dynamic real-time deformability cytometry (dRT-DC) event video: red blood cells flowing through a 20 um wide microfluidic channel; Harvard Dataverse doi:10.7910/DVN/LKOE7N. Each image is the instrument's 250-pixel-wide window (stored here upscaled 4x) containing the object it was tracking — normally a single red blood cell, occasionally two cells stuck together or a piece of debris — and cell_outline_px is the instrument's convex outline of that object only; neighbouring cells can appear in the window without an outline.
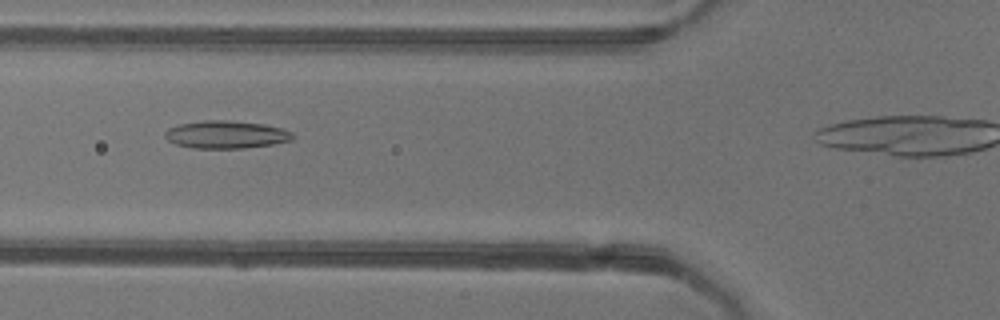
{"species": "common noctule bat (a hibernating species)", "species_latin": "Nyctalus noctula", "temperature_condition": "warm", "stored_images_in_passage": 35, "camera_frame_rate_fps": 3000, "um_per_image_px": 0.085, "animal": {"sex": "female"}, "frame": {"image": 1, "passage_image": 12, "time_ms": 3.667, "image_size_px": [1000, 320], "cell_outline_px": [[292, 140], [272, 144], [244, 148], [192, 148], [176, 144], [168, 140], [164, 136], [164, 132], [168, 128], [180, 124], [204, 120], [228, 120], [264, 124], [280, 128], [292, 132]], "centroid_in_image_um": [19.18, 11.43], "position_along_channel_um": 106.6, "area_um2": 20.52}}
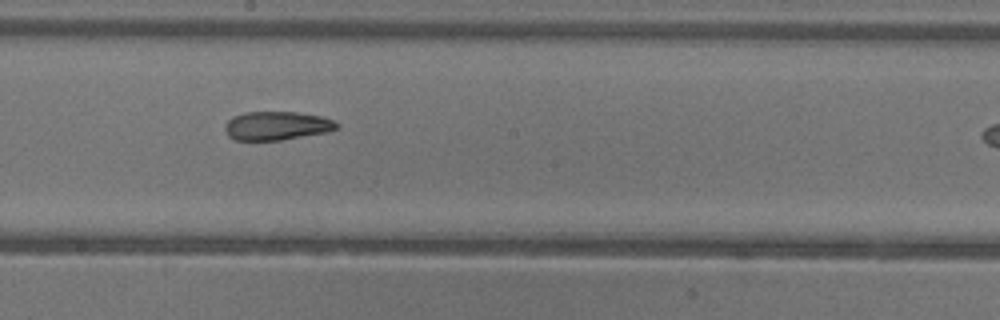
{"frame": {"image": 2, "passage_image": 21, "time_ms": 6.667, "image_size_px": [1000, 320], "cell_outline_px": [[340, 128], [328, 132], [280, 140], [236, 140], [228, 136], [224, 128], [224, 124], [232, 116], [244, 112], [296, 112], [324, 116], [340, 124]], "centroid_in_image_um": [23.54, 10.68], "position_along_channel_um": 224.7, "area_um2": 18.9}}
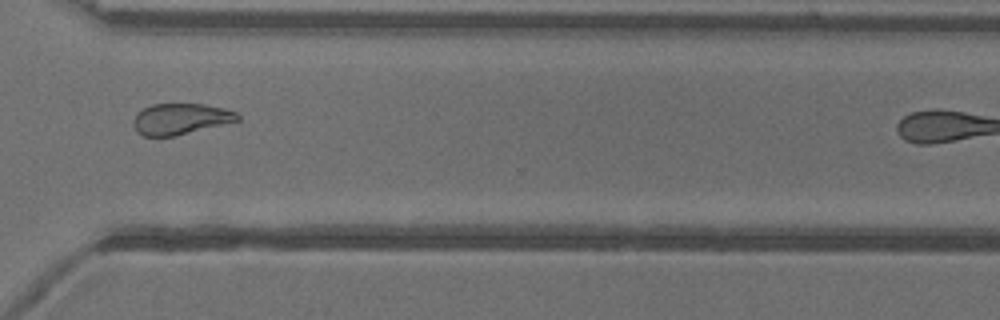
{"frame": {"image": 3, "passage_image": 31, "time_ms": 10.0, "image_size_px": [1000, 320], "cell_outline_px": [[240, 120], [172, 136], [144, 136], [136, 132], [132, 124], [132, 120], [136, 112], [152, 104], [204, 104], [224, 108], [236, 112], [240, 116]], "centroid_in_image_um": [15.29, 10.1], "position_along_channel_um": 355.3, "area_um2": 18.79}}